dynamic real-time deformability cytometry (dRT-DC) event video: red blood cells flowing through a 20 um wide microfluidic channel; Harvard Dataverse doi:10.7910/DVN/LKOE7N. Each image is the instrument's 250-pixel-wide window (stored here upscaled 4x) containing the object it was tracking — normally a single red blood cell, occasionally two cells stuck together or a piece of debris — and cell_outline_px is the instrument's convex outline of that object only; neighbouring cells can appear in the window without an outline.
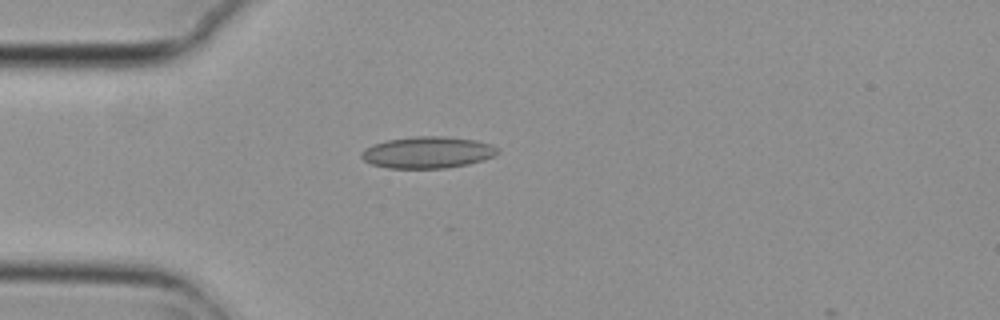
{"species": "common noctule bat (a hibernating species)", "species_latin": "Nyctalus noctula", "temperature_condition": "cold", "stored_images_in_passage": 4, "camera_frame_rate_fps": 3000, "um_per_image_px": 0.085, "animal": {"sex": "female", "body_mass_g": 29.2, "forearm_length_mm": 56.3}, "frame": {"image": 1, "passage_image": 3, "time_ms": 0.667, "image_size_px": [1000, 320], "cell_outline_px": [[500, 152], [496, 156], [484, 160], [468, 164], [448, 168], [388, 168], [372, 164], [364, 160], [360, 156], [360, 152], [364, 148], [372, 144], [388, 140], [412, 136], [444, 136], [476, 140], [500, 148]], "centroid_in_image_um": [36.36, 12.95], "position_along_channel_um": 48.6, "area_um2": 25.37}}